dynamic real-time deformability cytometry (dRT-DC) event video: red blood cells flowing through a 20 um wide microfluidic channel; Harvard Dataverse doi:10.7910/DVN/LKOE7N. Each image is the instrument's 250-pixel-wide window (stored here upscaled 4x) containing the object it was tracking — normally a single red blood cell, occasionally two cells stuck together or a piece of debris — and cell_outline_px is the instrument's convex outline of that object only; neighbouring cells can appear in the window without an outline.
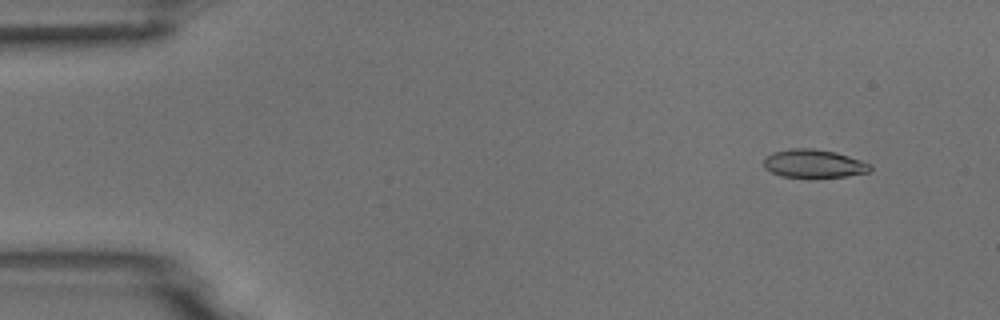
{"species": "common noctule bat (a hibernating species)", "species_latin": "Nyctalus noctula", "temperature_condition": "room temperature", "stored_images_in_passage": 5, "camera_frame_rate_fps": 3000, "um_per_image_px": 0.085, "animal": {"sex": "male", "body_mass_g": 18.8}, "frame": {"image": 1, "passage_image": 2, "time_ms": 0.333, "image_size_px": [1000, 320], "cell_outline_px": [[872, 168], [868, 172], [848, 176], [780, 176], [764, 168], [764, 156], [772, 152], [792, 148], [812, 148], [836, 152], [872, 164]], "centroid_in_image_um": [69.15, 13.88], "position_along_channel_um": 15.8, "area_um2": 17.34}}
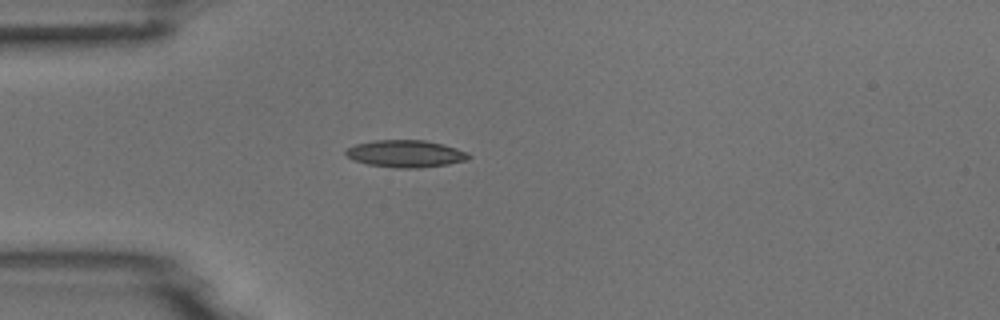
{"frame": {"image": 2, "passage_image": 5, "time_ms": 1.333, "image_size_px": [1000, 320], "cell_outline_px": [[472, 156], [468, 160], [448, 164], [420, 168], [396, 168], [368, 164], [352, 160], [344, 152], [348, 148], [356, 144], [372, 140], [424, 140], [444, 144], [468, 152]], "centroid_in_image_um": [34.5, 13.06], "position_along_channel_um": 50.5, "area_um2": 19.59}}